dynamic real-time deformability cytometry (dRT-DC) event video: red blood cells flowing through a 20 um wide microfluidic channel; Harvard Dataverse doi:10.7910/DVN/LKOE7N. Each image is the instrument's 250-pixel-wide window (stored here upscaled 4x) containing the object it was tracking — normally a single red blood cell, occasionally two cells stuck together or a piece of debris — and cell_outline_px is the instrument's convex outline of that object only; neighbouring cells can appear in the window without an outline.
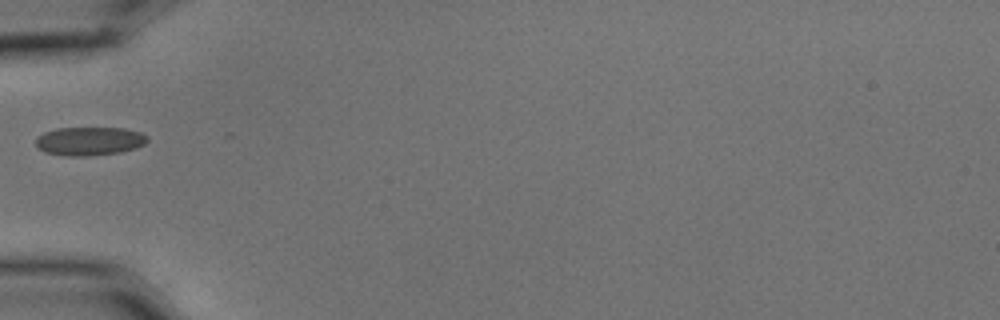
{"species": "common noctule bat (a hibernating species)", "species_latin": "Nyctalus noctula", "temperature_condition": "cold", "stored_images_in_passage": 6, "camera_frame_rate_fps": 3000, "um_per_image_px": 0.085, "animal": {"sex": "male", "body_mass_g": 15.6}, "frame": {"image": 1, "passage_image": 5, "time_ms": 1.333, "image_size_px": [1000, 320], "cell_outline_px": [[148, 140], [144, 144], [136, 148], [120, 152], [84, 156], [64, 156], [44, 152], [36, 148], [36, 136], [44, 132], [56, 128], [124, 128], [140, 132], [148, 136]], "centroid_in_image_um": [7.57, 11.99], "position_along_channel_um": 77.4, "area_um2": 18.73}}
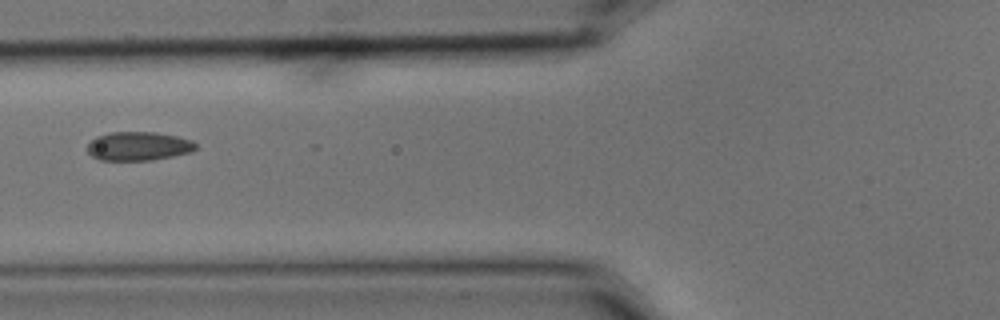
{"frame": {"image": 2, "passage_image": 6, "time_ms": 1.667, "image_size_px": [1000, 320], "cell_outline_px": [[196, 148], [192, 152], [152, 160], [100, 160], [92, 156], [88, 152], [88, 144], [96, 136], [112, 132], [156, 132], [176, 136], [192, 140], [196, 144]], "centroid_in_image_um": [11.78, 12.42], "position_along_channel_um": 114.0, "area_um2": 18.15}}